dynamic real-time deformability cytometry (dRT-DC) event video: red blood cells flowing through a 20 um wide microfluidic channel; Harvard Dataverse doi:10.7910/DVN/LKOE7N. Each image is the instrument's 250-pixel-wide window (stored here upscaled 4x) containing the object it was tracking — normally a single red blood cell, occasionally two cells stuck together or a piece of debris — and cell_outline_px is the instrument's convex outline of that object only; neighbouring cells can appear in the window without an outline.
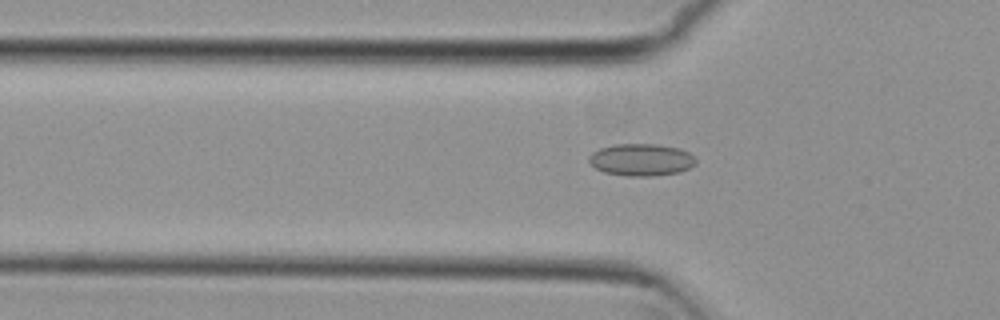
{"species": "common noctule bat (a hibernating species)", "species_latin": "Nyctalus noctula", "temperature_condition": "cold", "stored_images_in_passage": 55, "camera_frame_rate_fps": 3000, "um_per_image_px": 0.085, "animal": {"sex": "female", "body_mass_g": 29.2, "forearm_length_mm": 56.3}, "frame": {"image": 1, "passage_image": 18, "time_ms": 5.667, "image_size_px": [1000, 320], "cell_outline_px": [[696, 164], [680, 172], [652, 176], [624, 176], [604, 172], [596, 168], [588, 160], [588, 156], [592, 152], [600, 148], [612, 144], [656, 144], [680, 148], [688, 152], [696, 160]], "centroid_in_image_um": [54.49, 13.58], "position_along_channel_um": 71.3, "area_um2": 20.11}}
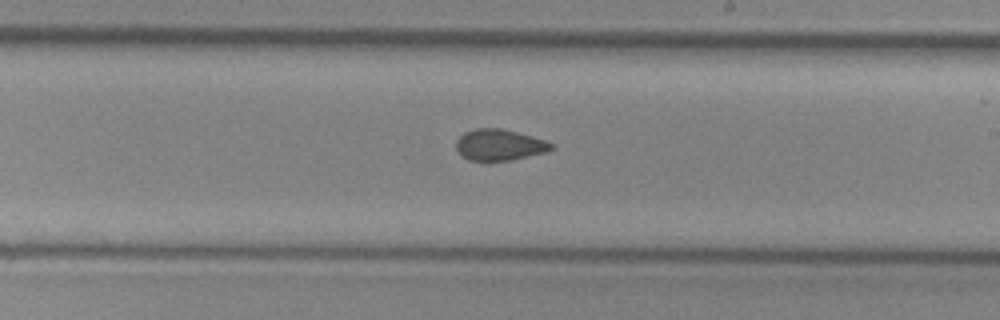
{"frame": {"image": 2, "passage_image": 32, "time_ms": 10.333, "image_size_px": [1000, 320], "cell_outline_px": [[556, 144], [548, 152], [512, 160], [468, 160], [456, 148], [456, 140], [464, 132], [476, 128], [500, 128], [532, 136]], "centroid_in_image_um": [42.48, 12.31], "position_along_channel_um": 246.5, "area_um2": 17.22}}
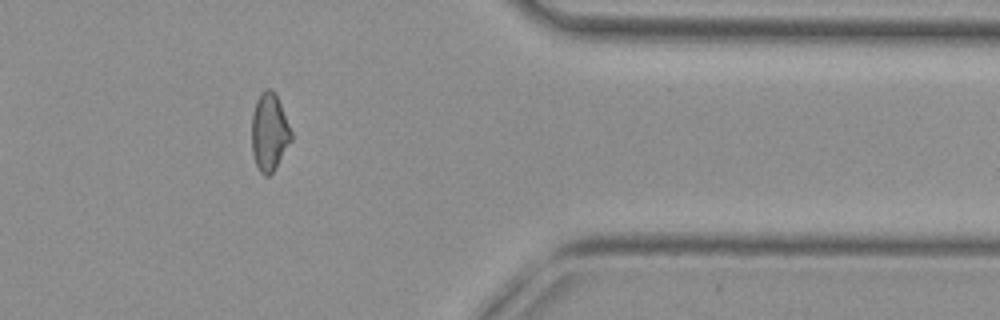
{"frame": {"image": 3, "passage_image": 45, "time_ms": 14.667, "image_size_px": [1000, 320], "cell_outline_px": [[292, 140], [272, 172], [268, 176], [264, 176], [260, 172], [256, 164], [252, 152], [252, 116], [256, 100], [260, 92], [264, 88], [272, 88], [280, 104], [292, 132]], "centroid_in_image_um": [22.88, 11.21], "position_along_channel_um": 388.5, "area_um2": 17.74}, "authors_computed_cell_mechanics": {"area_um2": 18.3804, "velocity_mm_per_s": 3.7418, "shape_relaxation_time_tau1_ms": null, "shape_relaxation_time_tau2_ms": 2.717, "deformation_change_tau1": null, "deformation_change_tau2": 0.0848}}